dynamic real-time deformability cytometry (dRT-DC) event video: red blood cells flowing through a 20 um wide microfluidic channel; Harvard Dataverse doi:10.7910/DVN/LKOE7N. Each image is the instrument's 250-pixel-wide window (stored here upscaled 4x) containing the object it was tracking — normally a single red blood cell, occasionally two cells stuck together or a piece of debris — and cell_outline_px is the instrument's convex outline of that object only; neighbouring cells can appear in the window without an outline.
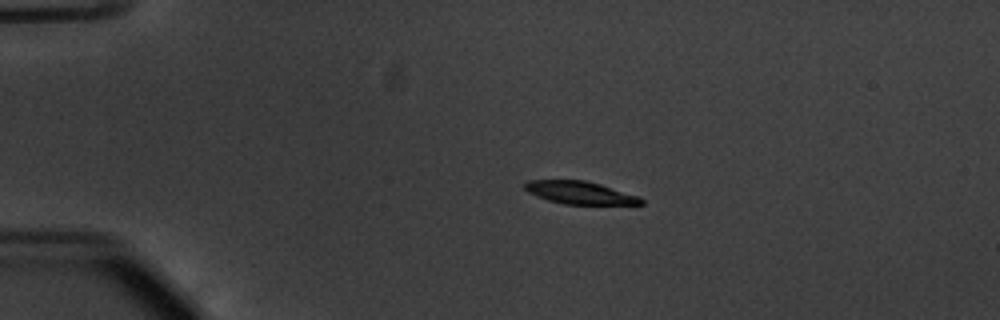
{"species": "common noctule bat (a hibernating species)", "species_latin": "Nyctalus noctula", "temperature_condition": "warm", "stored_images_in_passage": 54, "camera_frame_rate_fps": 3000, "um_per_image_px": 0.085, "animal": {"sex": "male", "body_mass_g": 20.1, "forearm_length_mm": 53.5}, "frame": {"image": 1, "passage_image": 12, "time_ms": 3.667, "image_size_px": [1000, 320], "cell_outline_px": [[644, 204], [564, 204], [548, 200], [528, 192], [524, 188], [524, 184], [528, 180], [584, 180], [600, 184], [640, 196], [644, 200]], "centroid_in_image_um": [49.31, 16.37], "position_along_channel_um": 35.7, "area_um2": 15.32}}
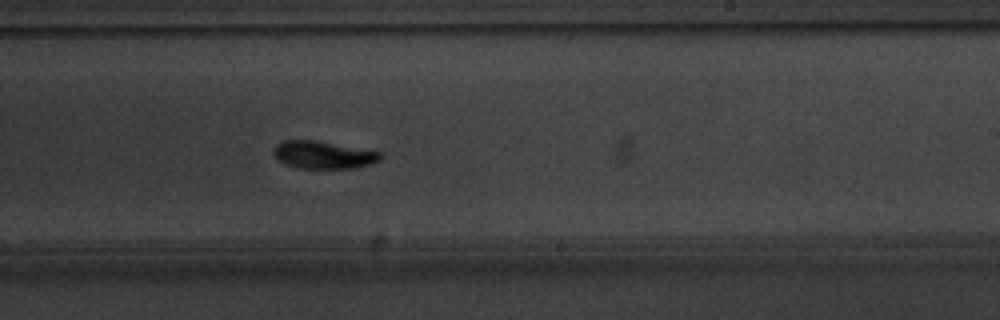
{"frame": {"image": 2, "passage_image": 34, "time_ms": 11.0, "image_size_px": [1000, 320], "cell_outline_px": [[384, 156], [380, 160], [372, 164], [352, 168], [300, 168], [284, 164], [272, 152], [276, 144], [284, 140], [316, 140], [380, 152]], "centroid_in_image_um": [27.49, 13.16], "position_along_channel_um": 261.5, "area_um2": 17.11}}
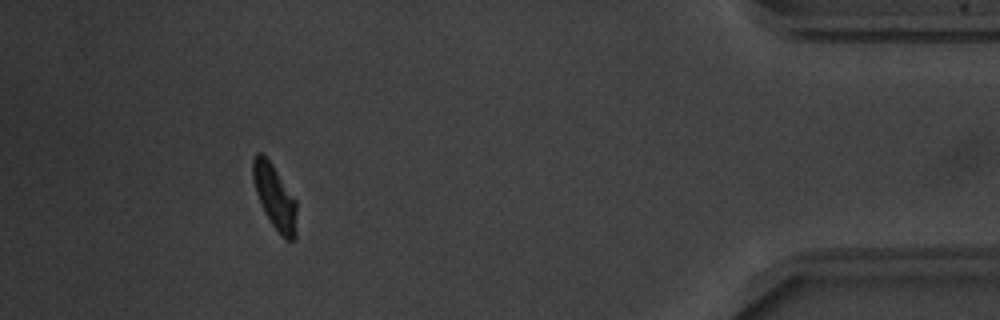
{"frame": {"image": 3, "passage_image": 50, "time_ms": 16.333, "image_size_px": [1000, 320], "cell_outline_px": [[296, 236], [292, 240], [284, 240], [272, 224], [256, 192], [252, 176], [252, 160], [256, 152], [260, 152], [272, 164], [296, 200]], "centroid_in_image_um": [23.36, 16.73], "position_along_channel_um": 411.8, "area_um2": 16.07}, "authors_computed_cell_mechanics": {"area_um2": 17.1377, "velocity_mm_per_s": 3.7657, "shape_relaxation_time_tau1_ms": 2.7505, "shape_relaxation_time_tau2_ms": 5.8839, "deformation_change_tau1": 0.1349, "deformation_change_tau2": 0.0954}}